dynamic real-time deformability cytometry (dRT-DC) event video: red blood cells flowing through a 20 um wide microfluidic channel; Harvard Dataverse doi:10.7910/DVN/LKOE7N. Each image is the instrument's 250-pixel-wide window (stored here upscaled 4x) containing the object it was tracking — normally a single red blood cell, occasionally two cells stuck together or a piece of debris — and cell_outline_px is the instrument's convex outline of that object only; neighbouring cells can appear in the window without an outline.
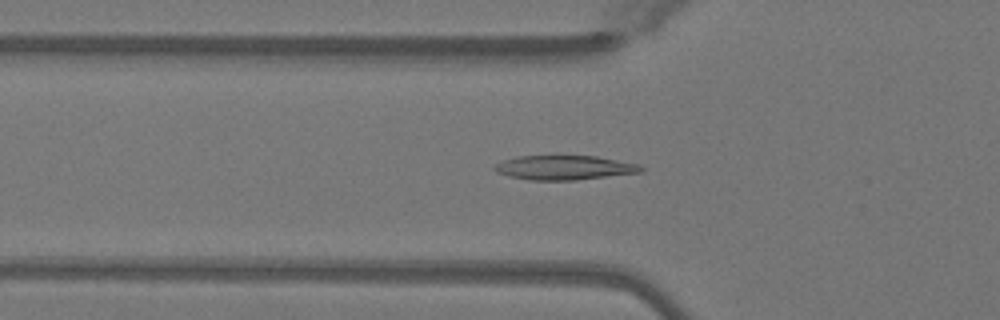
{"species": "Egyptian fruit bat (a non-hibernating species)", "species_latin": "Rousettus aegyptiacus", "temperature_condition": "warm", "stored_images_in_passage": 49, "camera_frame_rate_fps": 3000, "um_per_image_px": 0.085, "animal": {"sex": "female"}, "frame": {"image": 1, "passage_image": 16, "time_ms": 5.0, "image_size_px": [1000, 320], "cell_outline_px": [[644, 172], [576, 180], [528, 180], [508, 176], [496, 172], [492, 168], [496, 164], [504, 160], [516, 156], [560, 152], [596, 156], [640, 164], [644, 168]], "centroid_in_image_um": [47.96, 14.19], "position_along_channel_um": 77.8, "area_um2": 22.08}}
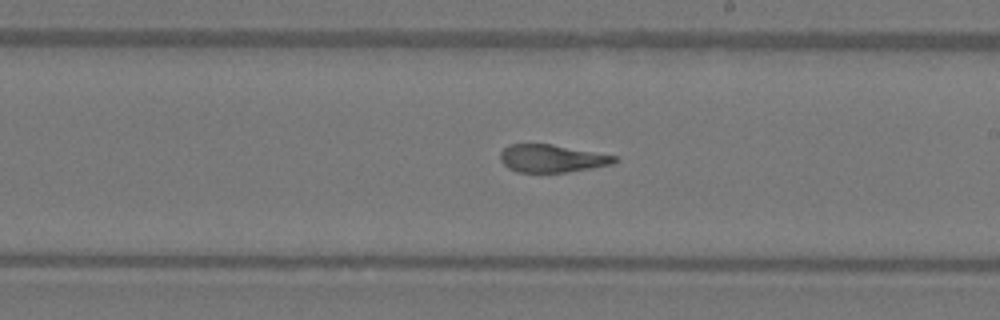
{"frame": {"image": 2, "passage_image": 28, "time_ms": 9.0, "image_size_px": [1000, 320], "cell_outline_px": [[620, 160], [612, 164], [592, 168], [564, 172], [516, 172], [508, 168], [500, 160], [500, 152], [508, 144], [552, 144], [616, 156]], "centroid_in_image_um": [46.89, 13.46], "position_along_channel_um": 242.1, "area_um2": 18.44}}
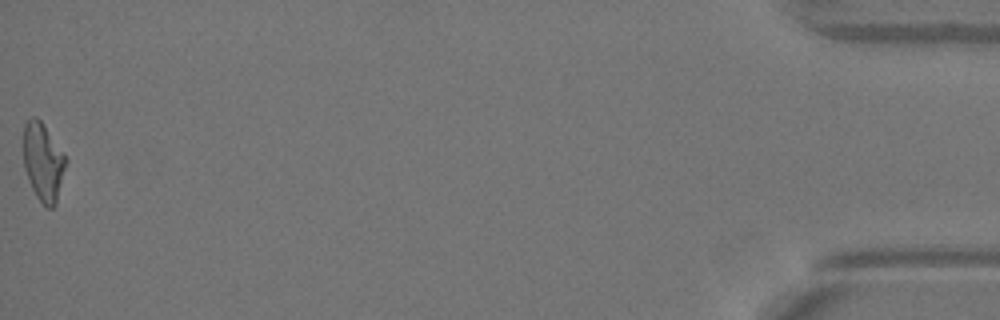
{"frame": {"image": 3, "passage_image": 49, "time_ms": 16.0, "image_size_px": [1000, 320], "cell_outline_px": [[68, 160], [56, 204], [52, 208], [44, 208], [36, 196], [32, 188], [24, 168], [24, 124], [32, 116], [36, 116], [44, 124], [64, 152]], "centroid_in_image_um": [3.69, 13.78], "position_along_channel_um": 431.5, "area_um2": 19.59}, "authors_computed_cell_mechanics": {"area_um2": 19.8832, "velocity_mm_per_s": 4.091, "shape_relaxation_time_tau1_ms": null, "shape_relaxation_time_tau2_ms": 2.0224, "deformation_change_tau1": null, "deformation_change_tau2": 0.0887}}